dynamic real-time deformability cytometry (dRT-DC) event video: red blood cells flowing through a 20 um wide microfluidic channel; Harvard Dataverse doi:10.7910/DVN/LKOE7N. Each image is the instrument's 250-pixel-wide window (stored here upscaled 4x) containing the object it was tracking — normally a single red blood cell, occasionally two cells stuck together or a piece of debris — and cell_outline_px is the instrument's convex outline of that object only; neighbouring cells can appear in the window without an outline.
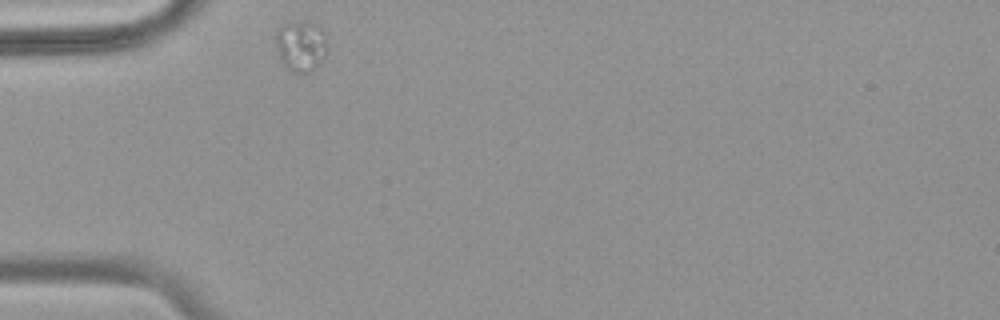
{"species": "common noctule bat (a hibernating species)", "species_latin": "Nyctalus noctula", "temperature_condition": "warm", "stored_images_in_passage": 36, "camera_frame_rate_fps": 3000, "um_per_image_px": 0.085, "animal": {"sex": "female", "body_mass_g": 18.4}, "frame": {"image": 1, "passage_image": 1, "time_ms": 0.0, "image_size_px": [1000, 320], "cell_outline_px": [[328, 52], [320, 64], [308, 72], [300, 76], [296, 76], [280, 60], [276, 48], [276, 28], [284, 24], [304, 20], [316, 24], [324, 32], [328, 48]], "centroid_in_image_um": [25.59, 3.93], "position_along_channel_um": 59.4, "area_um2": 15.78}}
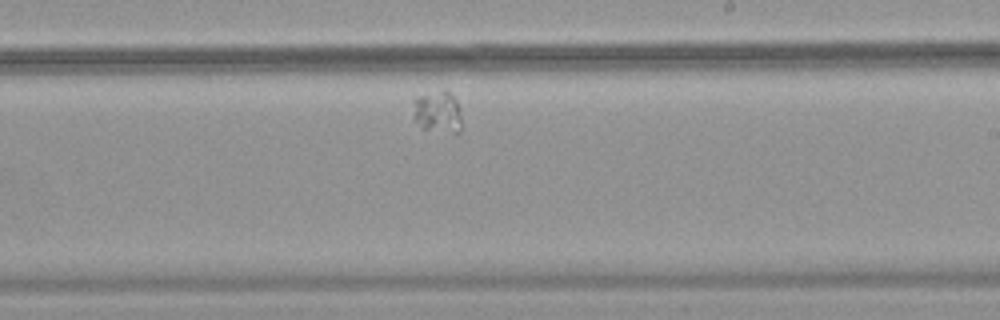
{"frame": {"image": 2, "passage_image": 20, "time_ms": 6.333, "image_size_px": [1000, 320], "cell_outline_px": [[460, 132], [452, 132], [420, 128], [412, 120], [412, 100], [416, 96], [444, 88], [456, 100], [460, 116]], "centroid_in_image_um": [37.1, 9.48], "position_along_channel_um": 251.9, "area_um2": 12.14}}
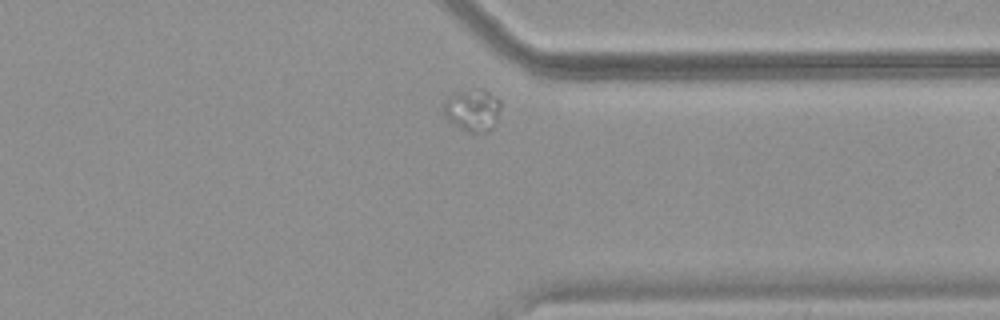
{"frame": {"image": 3, "passage_image": 31, "time_ms": 10.0, "image_size_px": [1000, 320], "cell_outline_px": [[500, 108], [492, 128], [488, 132], [468, 132], [460, 128], [448, 120], [444, 116], [440, 108], [456, 92], [476, 88], [484, 88], [496, 96], [500, 100]], "centroid_in_image_um": [40.16, 9.34], "position_along_channel_um": 371.2, "area_um2": 14.1}}